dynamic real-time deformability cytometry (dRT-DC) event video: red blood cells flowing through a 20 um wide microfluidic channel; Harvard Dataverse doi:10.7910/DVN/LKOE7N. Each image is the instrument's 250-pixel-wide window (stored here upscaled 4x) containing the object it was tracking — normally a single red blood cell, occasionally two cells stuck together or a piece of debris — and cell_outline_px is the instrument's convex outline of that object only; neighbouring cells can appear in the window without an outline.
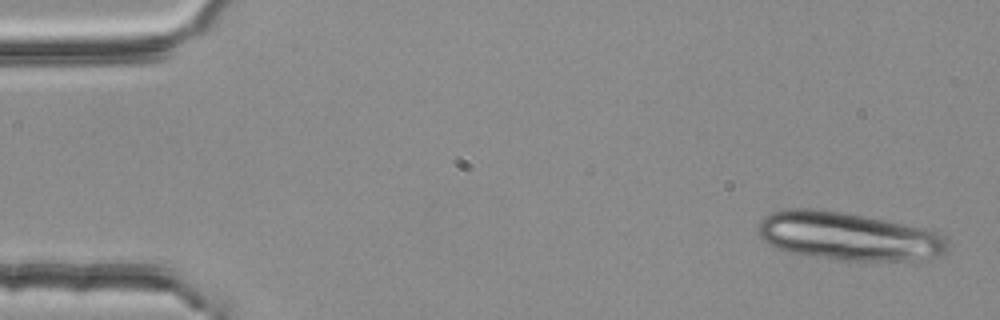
{"species": "common noctule bat (a hibernating species)", "species_latin": "Nyctalus noctula", "temperature_condition": "room temperature", "stored_images_in_passage": 5, "camera_frame_rate_fps": 3000, "um_per_image_px": 0.085, "animal": {"sex": "female", "body_mass_g": 25.1}, "frame": {"image": 1, "passage_image": 1, "time_ms": 0.0, "image_size_px": [1000, 320], "cell_outline_px": [[948, 248], [944, 256], [924, 260], [840, 260], [792, 252], [768, 244], [760, 236], [760, 220], [764, 216], [772, 212], [792, 208], [808, 208], [840, 212], [864, 216], [924, 228], [936, 232], [944, 236], [948, 240]], "centroid_in_image_um": [72.18, 20.09], "position_along_channel_um": 12.8, "area_um2": 52.71}}